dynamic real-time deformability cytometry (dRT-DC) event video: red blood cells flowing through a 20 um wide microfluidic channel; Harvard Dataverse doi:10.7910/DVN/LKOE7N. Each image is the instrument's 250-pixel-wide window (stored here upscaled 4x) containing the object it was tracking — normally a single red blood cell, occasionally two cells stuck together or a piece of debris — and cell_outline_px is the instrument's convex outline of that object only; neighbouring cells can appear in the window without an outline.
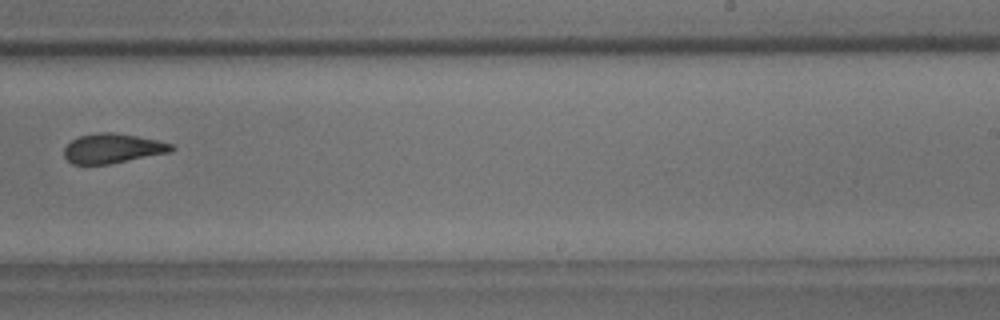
{"species": "common noctule bat (a hibernating species)", "species_latin": "Nyctalus noctula", "temperature_condition": "room temperature", "stored_images_in_passage": 10, "camera_frame_rate_fps": 3000, "um_per_image_px": 0.085, "animal": {"sex": "male", "body_mass_g": 18.8}, "frame": {"image": 1, "passage_image": 10, "time_ms": 11.333, "image_size_px": [1000, 320], "cell_outline_px": [[176, 148], [168, 152], [108, 164], [72, 164], [64, 156], [64, 148], [72, 140], [80, 136], [96, 132], [112, 132], [136, 136], [156, 140], [172, 144]], "centroid_in_image_um": [9.53, 12.61], "position_along_channel_um": 279.5, "area_um2": 18.21}}